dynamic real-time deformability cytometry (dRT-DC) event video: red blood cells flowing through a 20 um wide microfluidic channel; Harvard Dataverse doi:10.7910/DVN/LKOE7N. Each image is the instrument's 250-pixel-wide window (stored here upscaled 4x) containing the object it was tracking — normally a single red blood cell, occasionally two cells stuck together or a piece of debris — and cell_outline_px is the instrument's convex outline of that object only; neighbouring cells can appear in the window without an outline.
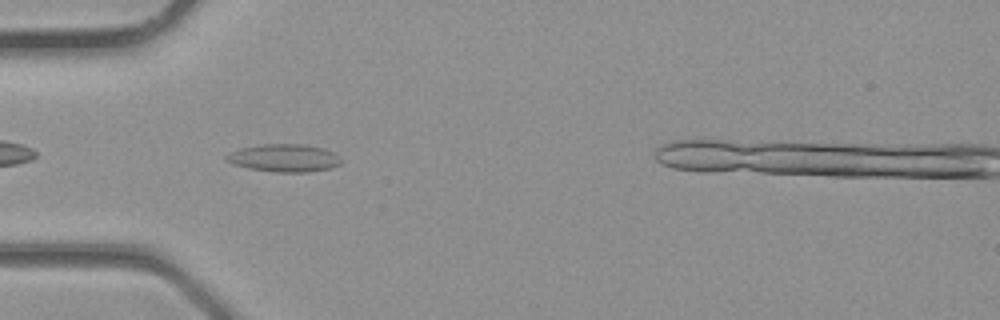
{"species": "common noctule bat (a hibernating species)", "species_latin": "Nyctalus noctula", "temperature_condition": "room temperature", "stored_images_in_passage": 5, "camera_frame_rate_fps": 3000, "um_per_image_px": 0.085, "animal": {"sex": "male", "body_mass_g": 23.1, "forearm_length_mm": 52.7}, "frame": {"image": 1, "passage_image": 4, "time_ms": 1.0, "image_size_px": [1000, 320], "cell_outline_px": [[344, 160], [340, 164], [332, 168], [308, 172], [276, 172], [248, 168], [232, 164], [224, 160], [224, 156], [240, 148], [260, 144], [304, 144], [324, 148], [340, 156]], "centroid_in_image_um": [24.17, 13.43], "position_along_channel_um": 60.8, "area_um2": 18.79}}